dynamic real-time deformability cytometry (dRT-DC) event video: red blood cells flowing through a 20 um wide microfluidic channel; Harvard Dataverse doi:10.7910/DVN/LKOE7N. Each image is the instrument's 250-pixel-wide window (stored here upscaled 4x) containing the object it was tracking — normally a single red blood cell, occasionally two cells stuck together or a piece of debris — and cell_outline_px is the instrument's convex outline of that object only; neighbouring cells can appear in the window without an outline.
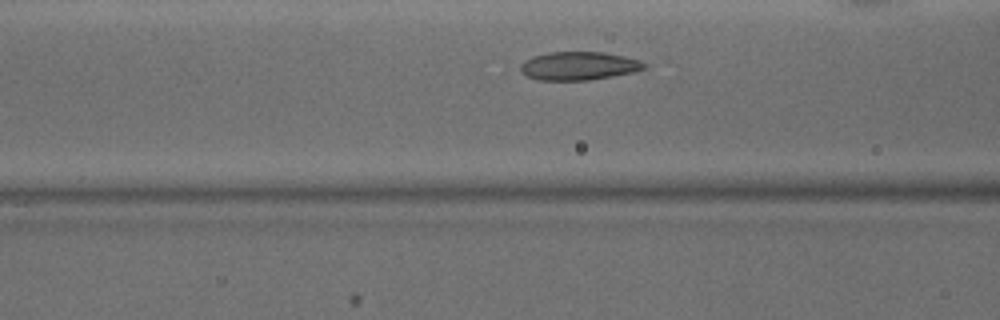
{"species": "common noctule bat (a hibernating species)", "species_latin": "Nyctalus noctula", "temperature_condition": "warm", "stored_images_in_passage": 25, "camera_frame_rate_fps": 3000, "um_per_image_px": 0.085, "animal": {"sex": "male", "body_mass_g": 15.6}, "frame": {"image": 1, "passage_image": 4, "time_ms": 1.0, "image_size_px": [1000, 320], "cell_outline_px": [[648, 64], [644, 68], [636, 72], [588, 80], [540, 80], [528, 76], [520, 68], [520, 64], [524, 60], [532, 56], [548, 52], [604, 52], [624, 56], [640, 60]], "centroid_in_image_um": [49.22, 5.59], "position_along_channel_um": 117.4, "area_um2": 20.46}}
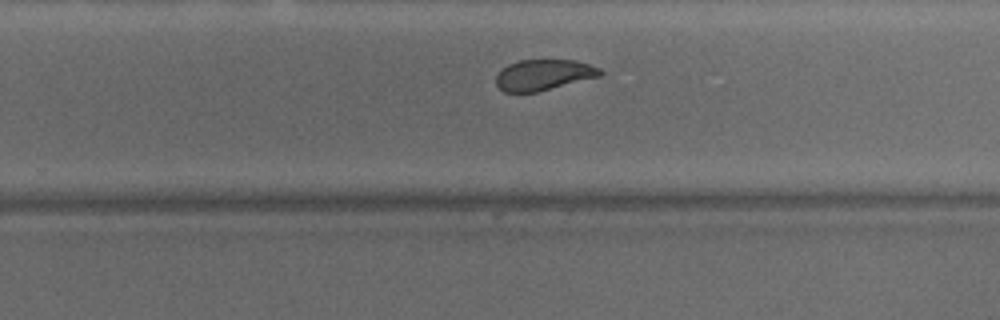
{"frame": {"image": 2, "passage_image": 16, "time_ms": 5.0, "image_size_px": [1000, 320], "cell_outline_px": [[604, 72], [600, 76], [536, 92], [504, 92], [496, 84], [496, 76], [500, 68], [508, 64], [520, 60], [576, 60], [600, 68]], "centroid_in_image_um": [46.18, 6.35], "position_along_channel_um": 283.6, "area_um2": 18.67}}
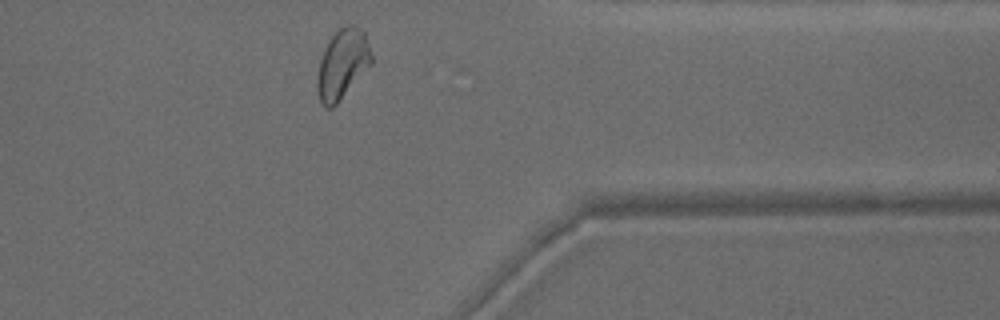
{"frame": {"image": 3, "passage_image": 24, "time_ms": 7.667, "image_size_px": [1000, 320], "cell_outline_px": [[372, 64], [336, 104], [332, 108], [328, 108], [320, 100], [316, 88], [316, 80], [320, 60], [324, 48], [328, 40], [344, 24], [356, 24], [364, 32], [372, 56]], "centroid_in_image_um": [29.1, 5.42], "position_along_channel_um": 382.3, "area_um2": 21.96}}